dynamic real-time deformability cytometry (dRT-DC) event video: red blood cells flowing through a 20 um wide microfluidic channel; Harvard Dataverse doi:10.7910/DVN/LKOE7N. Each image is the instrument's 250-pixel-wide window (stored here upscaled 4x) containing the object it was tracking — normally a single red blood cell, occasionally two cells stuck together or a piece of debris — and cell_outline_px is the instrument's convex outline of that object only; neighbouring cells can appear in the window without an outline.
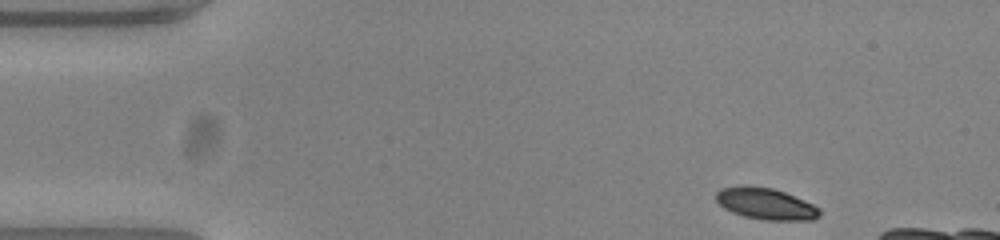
{"species": "common noctule bat (a hibernating species)", "species_latin": "Nyctalus noctula", "temperature_condition": "warm", "stored_images_in_passage": 42, "camera_frame_rate_fps": 3000, "um_per_image_px": 0.085, "animal": {"sex": "female", "body_mass_g": 23.0, "forearm_length_mm": 53.4}, "frame": {"image": 1, "passage_image": 1, "time_ms": 0.0, "image_size_px": [1000, 240], "cell_outline_px": [[820, 216], [812, 220], [764, 220], [744, 216], [732, 212], [724, 208], [716, 200], [716, 192], [720, 188], [772, 188], [784, 192], [804, 200], [820, 208]], "centroid_in_image_um": [65.14, 17.36], "position_along_channel_um": 19.9, "area_um2": 18.38}}
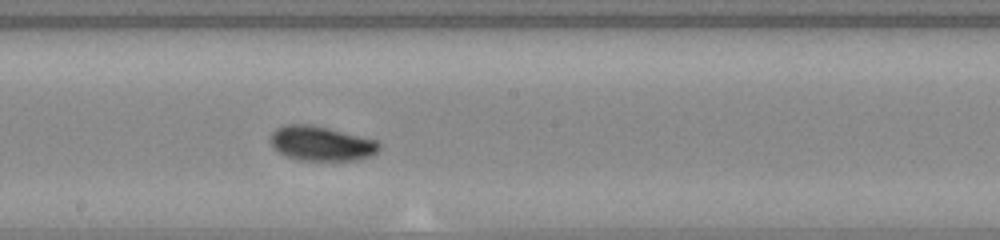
{"frame": {"image": 2, "passage_image": 24, "time_ms": 7.667, "image_size_px": [1000, 240], "cell_outline_px": [[380, 148], [372, 156], [360, 160], [300, 160], [284, 156], [272, 144], [272, 132], [276, 128], [284, 124], [308, 124], [328, 128], [376, 140], [380, 144]], "centroid_in_image_um": [27.33, 12.2], "position_along_channel_um": 220.9, "area_um2": 21.79}}
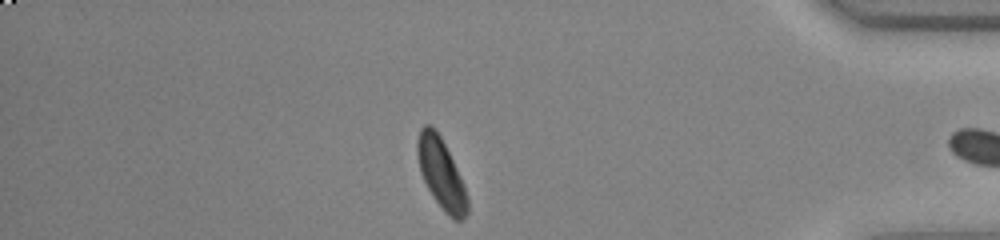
{"frame": {"image": 3, "passage_image": 41, "time_ms": 13.333, "image_size_px": [1000, 240], "cell_outline_px": [[468, 212], [460, 220], [456, 220], [448, 216], [444, 212], [428, 188], [420, 172], [416, 152], [416, 144], [420, 128], [424, 124], [432, 124], [436, 128], [464, 184], [468, 200]], "centroid_in_image_um": [37.48, 14.72], "position_along_channel_um": 397.7, "area_um2": 20.35}, "authors_computed_cell_mechanics": {"area_um2": 20.8658, "velocity_mm_per_s": 3.7754, "shape_relaxation_time_tau1_ms": 2.1572, "shape_relaxation_time_tau2_ms": 10.1695, "deformation_change_tau1": 0.0982, "deformation_change_tau2": 0.1546}}